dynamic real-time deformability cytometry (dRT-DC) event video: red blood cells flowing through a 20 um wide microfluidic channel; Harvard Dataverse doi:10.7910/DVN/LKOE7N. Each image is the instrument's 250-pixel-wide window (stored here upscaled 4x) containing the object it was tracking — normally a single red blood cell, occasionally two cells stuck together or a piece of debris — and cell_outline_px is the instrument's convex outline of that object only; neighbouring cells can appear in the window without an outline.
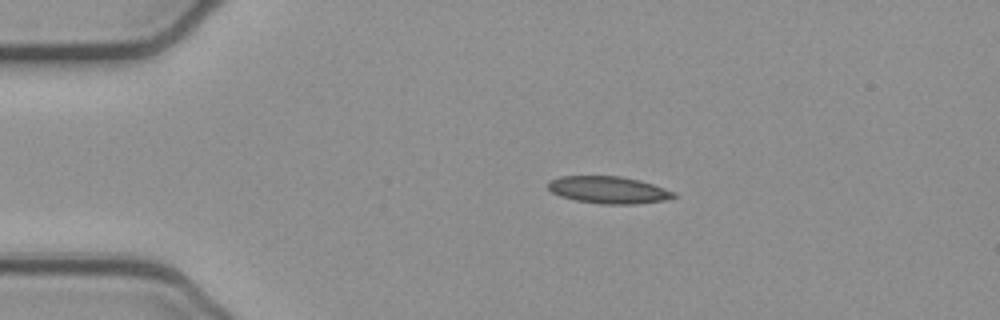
{"species": "common noctule bat (a hibernating species)", "species_latin": "Nyctalus noctula", "temperature_condition": "cold", "stored_images_in_passage": 43, "camera_frame_rate_fps": 3000, "um_per_image_px": 0.085, "animal": {"sex": "female", "body_mass_g": 21.9}, "frame": {"image": 1, "passage_image": 1, "time_ms": 0.0, "image_size_px": [1000, 320], "cell_outline_px": [[676, 196], [664, 200], [632, 204], [604, 204], [576, 200], [552, 192], [548, 188], [548, 180], [560, 176], [620, 176], [640, 180], [676, 192]], "centroid_in_image_um": [51.72, 16.13], "position_along_channel_um": 33.3, "area_um2": 19.65}}
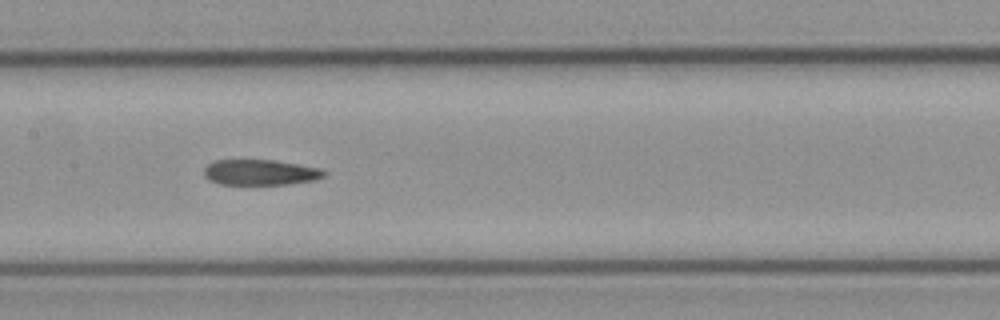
{"frame": {"image": 2, "passage_image": 16, "time_ms": 5.0, "image_size_px": [1000, 320], "cell_outline_px": [[328, 172], [324, 176], [316, 180], [288, 184], [220, 184], [208, 180], [204, 176], [204, 168], [208, 164], [216, 160], [276, 160], [324, 168]], "centroid_in_image_um": [22.18, 14.64], "position_along_channel_um": 185.2, "area_um2": 18.15}}
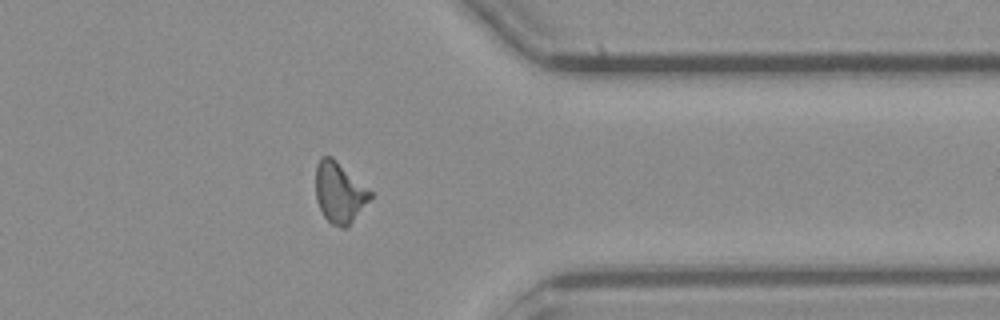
{"frame": {"image": 3, "passage_image": 32, "time_ms": 10.333, "image_size_px": [1000, 320], "cell_outline_px": [[372, 196], [352, 220], [344, 228], [340, 228], [332, 224], [324, 216], [316, 200], [316, 164], [320, 156], [332, 156], [372, 192]], "centroid_in_image_um": [28.81, 16.33], "position_along_channel_um": 382.6, "area_um2": 18.96}, "authors_computed_cell_mechanics": {"area_um2": 19.1318, "velocity_mm_per_s": 3.8926, "shape_relaxation_time_tau1_ms": null, "shape_relaxation_time_tau2_ms": 6.4237, "deformation_change_tau1": null, "deformation_change_tau2": 0.1561}}